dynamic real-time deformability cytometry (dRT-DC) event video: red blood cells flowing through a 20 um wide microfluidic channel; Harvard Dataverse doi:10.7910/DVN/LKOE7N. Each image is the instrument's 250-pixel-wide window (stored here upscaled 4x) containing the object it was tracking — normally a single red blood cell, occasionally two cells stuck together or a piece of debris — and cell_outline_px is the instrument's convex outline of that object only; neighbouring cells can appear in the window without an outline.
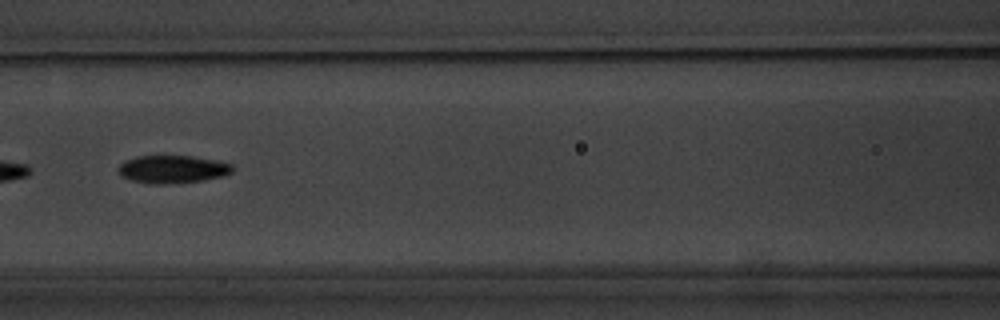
{"species": "common noctule bat (a hibernating species)", "species_latin": "Nyctalus noctula", "temperature_condition": "warm", "stored_images_in_passage": 12, "camera_frame_rate_fps": 3000, "um_per_image_px": 0.085, "animal": {"sex": "male", "body_mass_g": 20.1, "forearm_length_mm": 53.5}, "frame": {"image": 1, "passage_image": 3, "time_ms": 2.333, "image_size_px": [1000, 320], "cell_outline_px": [[236, 168], [232, 172], [224, 176], [204, 180], [164, 184], [148, 184], [132, 180], [124, 176], [120, 172], [120, 164], [124, 160], [136, 156], [192, 156], [216, 160], [232, 164]], "centroid_in_image_um": [14.72, 14.38], "position_along_channel_um": 151.9, "area_um2": 18.5}}
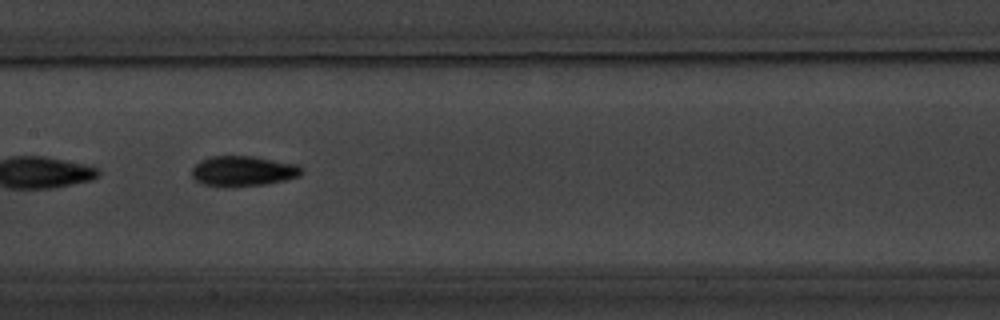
{"frame": {"image": 2, "passage_image": 4, "time_ms": 3.333, "image_size_px": [1000, 320], "cell_outline_px": [[304, 172], [300, 176], [284, 180], [264, 184], [236, 188], [224, 188], [204, 184], [196, 180], [192, 176], [192, 168], [200, 160], [212, 156], [252, 156], [296, 164], [304, 168]], "centroid_in_image_um": [20.66, 14.56], "position_along_channel_um": 186.7, "area_um2": 19.65}, "authors_computed_cell_mechanics": {"area_um2": 18.4093, "velocity_mm_per_s": 3.4792, "shape_relaxation_time_tau1_ms": 3.2702, "shape_relaxation_time_tau2_ms": 3.3976, "deformation_change_tau1": 0.1128, "deformation_change_tau2": 0.0769}}